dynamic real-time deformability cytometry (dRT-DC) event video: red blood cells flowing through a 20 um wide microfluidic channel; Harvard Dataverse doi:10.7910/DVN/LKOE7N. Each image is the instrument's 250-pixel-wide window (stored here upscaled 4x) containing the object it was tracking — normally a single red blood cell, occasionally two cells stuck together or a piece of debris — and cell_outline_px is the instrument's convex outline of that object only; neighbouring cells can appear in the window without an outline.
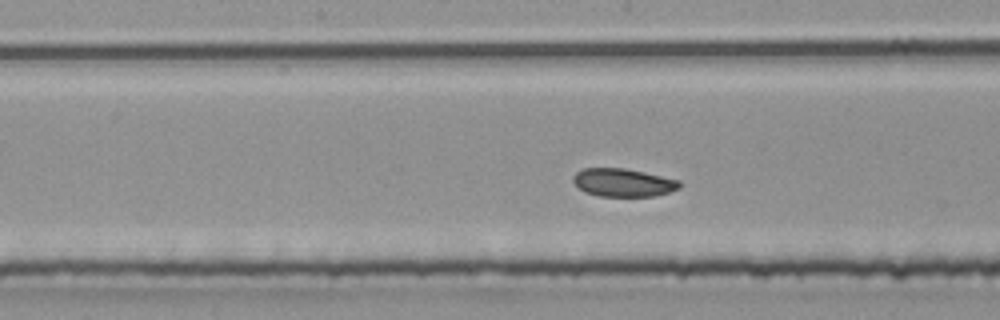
{"species": "common noctule bat (a hibernating species)", "species_latin": "Nyctalus noctula", "temperature_condition": "room temperature", "stored_images_in_passage": 17, "camera_frame_rate_fps": 3000, "um_per_image_px": 0.085, "animal": {"sex": "male", "body_mass_g": 20.4}, "frame": {"image": 1, "passage_image": 12, "time_ms": 3.667, "image_size_px": [1000, 320], "cell_outline_px": [[680, 188], [668, 192], [652, 196], [600, 196], [584, 192], [572, 180], [572, 176], [576, 172], [584, 168], [624, 168], [644, 172], [680, 180]], "centroid_in_image_um": [52.95, 15.51], "position_along_channel_um": 195.2, "area_um2": 17.34}}